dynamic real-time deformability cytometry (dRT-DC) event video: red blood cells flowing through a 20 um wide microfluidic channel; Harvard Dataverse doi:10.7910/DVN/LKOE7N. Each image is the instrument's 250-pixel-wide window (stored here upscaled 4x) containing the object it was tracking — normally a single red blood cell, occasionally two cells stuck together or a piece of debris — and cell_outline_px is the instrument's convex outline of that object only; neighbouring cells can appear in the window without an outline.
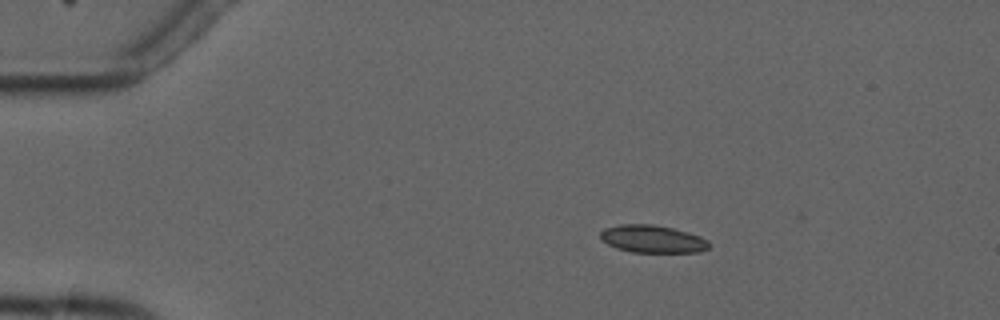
{"species": "common noctule bat (a hibernating species)", "species_latin": "Nyctalus noctula", "temperature_condition": "cold", "stored_images_in_passage": 4, "camera_frame_rate_fps": 3000, "um_per_image_px": 0.085, "animal": {"sex": "male", "forearm_length_mm": 52.5}, "frame": {"image": 1, "passage_image": 2, "time_ms": 2.0, "image_size_px": [1000, 320], "cell_outline_px": [[708, 248], [700, 252], [632, 252], [616, 248], [600, 240], [600, 232], [604, 228], [620, 224], [652, 224], [672, 228], [688, 232], [700, 236], [708, 240]], "centroid_in_image_um": [55.43, 20.31], "position_along_channel_um": 29.6, "area_um2": 17.51}}